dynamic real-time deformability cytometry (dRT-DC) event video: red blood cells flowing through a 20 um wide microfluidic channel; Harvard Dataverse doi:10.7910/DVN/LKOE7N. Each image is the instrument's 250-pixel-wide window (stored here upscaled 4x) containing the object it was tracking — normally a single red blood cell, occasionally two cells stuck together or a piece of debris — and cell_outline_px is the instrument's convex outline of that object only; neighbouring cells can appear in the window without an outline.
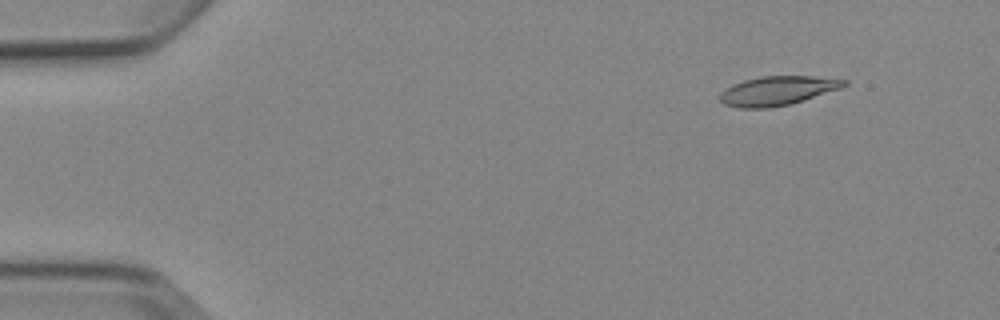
{"species": "Egyptian fruit bat (a non-hibernating species)", "species_latin": "Rousettus aegyptiacus", "temperature_condition": "cold", "stored_images_in_passage": 4, "camera_frame_rate_fps": 3000, "um_per_image_px": 0.085, "animal": {"sex": "female"}, "frame": {"image": 1, "passage_image": 2, "time_ms": 1.333, "image_size_px": [1000, 320], "cell_outline_px": [[848, 84], [840, 88], [804, 100], [788, 104], [768, 108], [740, 108], [724, 104], [720, 100], [720, 92], [732, 84], [744, 80], [760, 76], [812, 76], [848, 80]], "centroid_in_image_um": [66.06, 7.7], "position_along_channel_um": 18.9, "area_um2": 20.98}}